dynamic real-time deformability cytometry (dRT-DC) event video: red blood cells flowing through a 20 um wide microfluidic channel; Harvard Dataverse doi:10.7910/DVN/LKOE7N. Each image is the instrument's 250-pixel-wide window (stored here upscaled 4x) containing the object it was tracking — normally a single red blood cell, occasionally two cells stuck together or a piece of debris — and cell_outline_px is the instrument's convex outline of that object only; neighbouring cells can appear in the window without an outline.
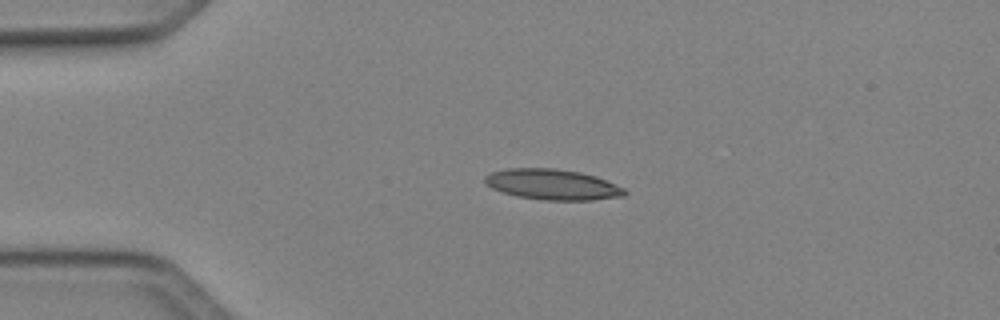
{"species": "Egyptian fruit bat (a non-hibernating species)", "species_latin": "Rousettus aegyptiacus", "temperature_condition": "cold", "stored_images_in_passage": 39, "camera_frame_rate_fps": 3000, "um_per_image_px": 0.085, "animal": {"sex": "female"}, "frame": {"image": 1, "passage_image": 1, "time_ms": 0.0, "image_size_px": [1000, 320], "cell_outline_px": [[628, 192], [624, 196], [592, 200], [544, 200], [516, 196], [492, 188], [484, 180], [484, 176], [492, 172], [508, 168], [556, 168], [580, 172], [596, 176], [624, 188]], "centroid_in_image_um": [46.98, 15.68], "position_along_channel_um": 38.0, "area_um2": 24.85}}
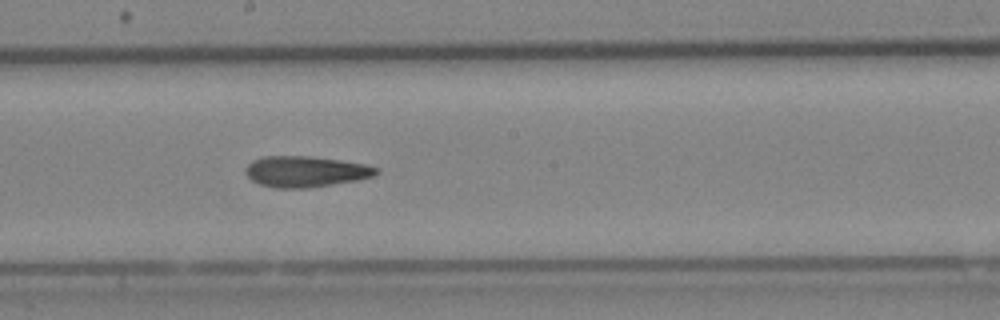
{"frame": {"image": 2, "passage_image": 17, "time_ms": 5.333, "image_size_px": [1000, 320], "cell_outline_px": [[380, 172], [376, 176], [356, 180], [308, 188], [276, 188], [260, 184], [252, 180], [244, 172], [244, 168], [252, 160], [264, 156], [312, 156], [368, 164], [380, 168]], "centroid_in_image_um": [26.0, 14.57], "position_along_channel_um": 222.2, "area_um2": 23.81}}
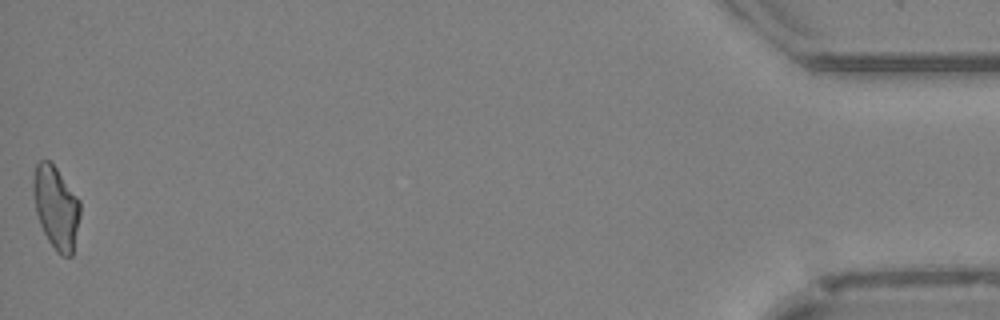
{"frame": {"image": 3, "passage_image": 39, "time_ms": 12.667, "image_size_px": [1000, 320], "cell_outline_px": [[80, 216], [72, 256], [60, 256], [56, 252], [48, 240], [40, 224], [36, 212], [32, 188], [32, 184], [36, 164], [40, 160], [48, 160], [56, 168], [80, 200]], "centroid_in_image_um": [4.76, 17.65], "position_along_channel_um": 430.4, "area_um2": 22.54}, "authors_computed_cell_mechanics": {"area_um2": 23.1778, "velocity_mm_per_s": 4.1255, "shape_relaxation_time_tau1_ms": null, "shape_relaxation_time_tau2_ms": 4.3134, "deformation_change_tau1": null, "deformation_change_tau2": 0.1248}}